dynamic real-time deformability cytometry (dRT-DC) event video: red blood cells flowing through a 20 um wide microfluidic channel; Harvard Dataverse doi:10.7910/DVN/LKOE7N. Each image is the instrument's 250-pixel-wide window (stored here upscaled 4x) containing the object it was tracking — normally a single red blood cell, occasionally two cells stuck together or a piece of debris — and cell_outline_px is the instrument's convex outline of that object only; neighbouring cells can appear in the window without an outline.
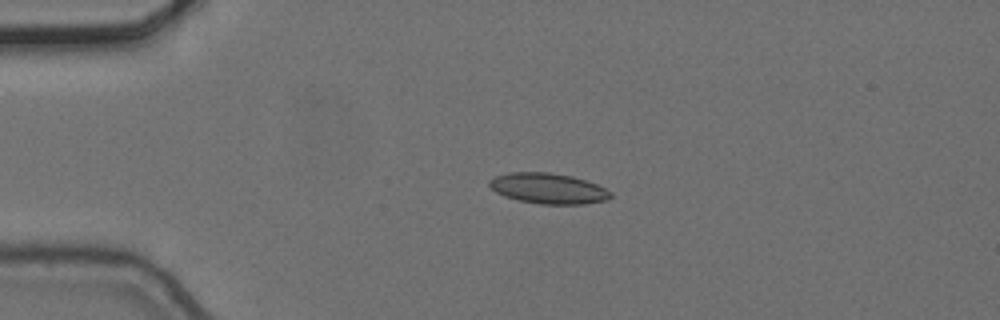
{"species": "common noctule bat (a hibernating species)", "species_latin": "Nyctalus noctula", "temperature_condition": "cold", "stored_images_in_passage": 2, "camera_frame_rate_fps": 3000, "um_per_image_px": 0.085, "animal": {"sex": "female", "body_mass_g": 24.6, "forearm_length_mm": 56.2}, "frame": {"image": 1, "passage_image": 1, "time_ms": 0.0, "image_size_px": [1000, 320], "cell_outline_px": [[612, 196], [608, 200], [584, 204], [540, 204], [520, 200], [504, 196], [496, 192], [488, 184], [488, 180], [496, 176], [508, 172], [548, 172], [572, 176], [596, 184], [612, 192]], "centroid_in_image_um": [46.6, 16.01], "position_along_channel_um": 38.4, "area_um2": 21.56}}